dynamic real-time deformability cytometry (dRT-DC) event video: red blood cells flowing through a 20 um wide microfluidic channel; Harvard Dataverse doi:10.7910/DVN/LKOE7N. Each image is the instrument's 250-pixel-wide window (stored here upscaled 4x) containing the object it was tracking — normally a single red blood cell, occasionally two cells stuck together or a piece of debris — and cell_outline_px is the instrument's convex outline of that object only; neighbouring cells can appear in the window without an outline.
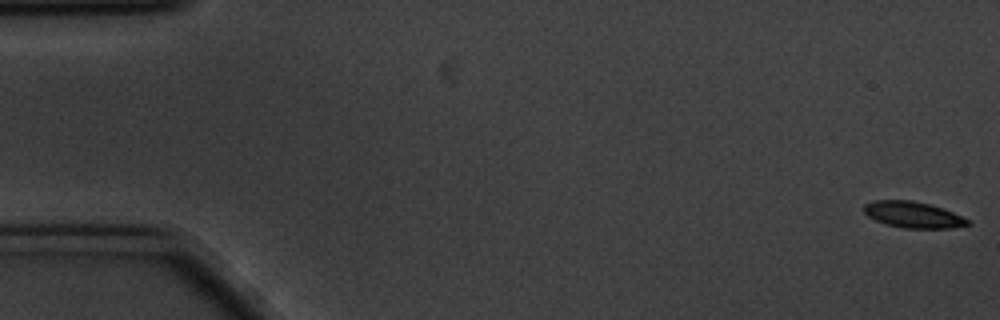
{"species": "common noctule bat (a hibernating species)", "species_latin": "Nyctalus noctula", "temperature_condition": "cold", "stored_images_in_passage": 58, "camera_frame_rate_fps": 3000, "um_per_image_px": 0.085, "animal": {"sex": "male", "body_mass_g": 20.1, "forearm_length_mm": 53.5}, "frame": {"image": 1, "passage_image": 1, "time_ms": 0.0, "image_size_px": [1000, 320], "cell_outline_px": [[972, 224], [952, 228], [904, 228], [884, 224], [868, 216], [864, 212], [864, 204], [872, 200], [912, 200], [944, 208], [972, 220]], "centroid_in_image_um": [77.65, 18.25], "position_along_channel_um": 7.3, "area_um2": 16.07}}
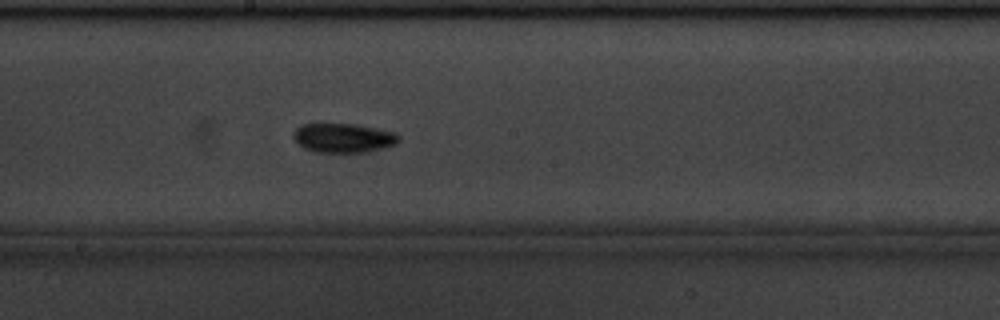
{"frame": {"image": 2, "passage_image": 31, "time_ms": 10.0, "image_size_px": [1000, 320], "cell_outline_px": [[400, 140], [396, 144], [364, 152], [316, 152], [304, 148], [292, 136], [296, 128], [300, 124], [356, 124], [396, 132], [400, 136]], "centroid_in_image_um": [29.2, 11.71], "position_along_channel_um": 219.0, "area_um2": 17.86}}
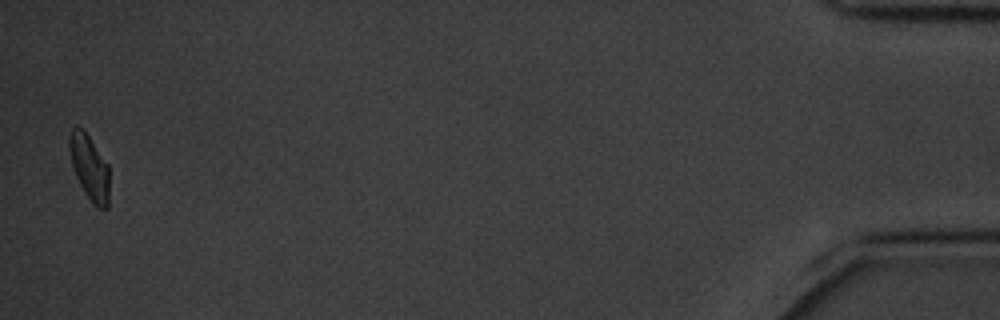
{"frame": {"image": 3, "passage_image": 57, "time_ms": 18.667, "image_size_px": [1000, 320], "cell_outline_px": [[108, 208], [100, 208], [88, 196], [80, 184], [72, 168], [68, 148], [68, 136], [72, 128], [76, 124], [88, 136], [108, 164]], "centroid_in_image_um": [7.56, 14.17], "position_along_channel_um": 427.6, "area_um2": 14.85}, "authors_computed_cell_mechanics": {"area_um2": 16.2707, "velocity_mm_per_s": 3.4567, "shape_relaxation_time_tau1_ms": 3.749, "shape_relaxation_time_tau2_ms": null, "deformation_change_tau1": 0.0958, "deformation_change_tau2": null}}